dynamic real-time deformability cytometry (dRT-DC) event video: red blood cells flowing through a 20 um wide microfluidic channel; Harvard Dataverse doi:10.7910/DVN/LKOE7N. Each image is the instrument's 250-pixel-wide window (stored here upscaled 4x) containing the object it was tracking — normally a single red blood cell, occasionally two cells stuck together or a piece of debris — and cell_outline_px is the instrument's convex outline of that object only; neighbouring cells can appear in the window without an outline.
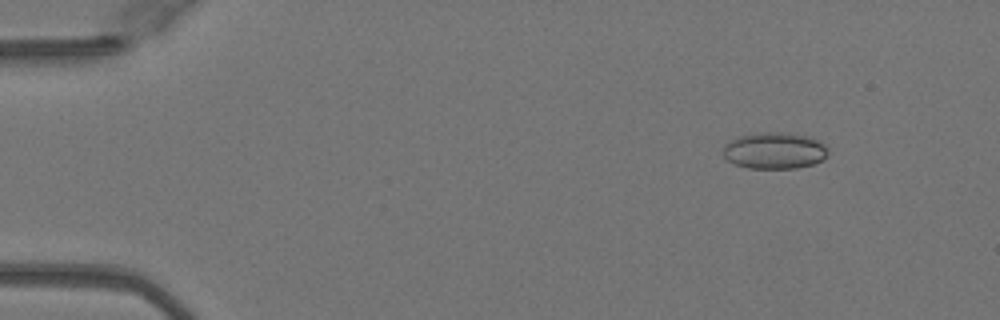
{"species": "Egyptian fruit bat (a non-hibernating species)", "species_latin": "Rousettus aegyptiacus", "temperature_condition": "warm", "stored_images_in_passage": 50, "camera_frame_rate_fps": 3000, "um_per_image_px": 0.085, "animal": {"sex": "female"}, "frame": {"image": 1, "passage_image": 6, "time_ms": 1.667, "image_size_px": [1000, 320], "cell_outline_px": [[828, 156], [812, 164], [796, 168], [748, 168], [736, 164], [728, 160], [724, 156], [724, 144], [728, 140], [740, 136], [760, 132], [788, 132], [812, 136], [824, 144], [828, 148]], "centroid_in_image_um": [65.86, 12.78], "position_along_channel_um": 19.1, "area_um2": 22.54}}
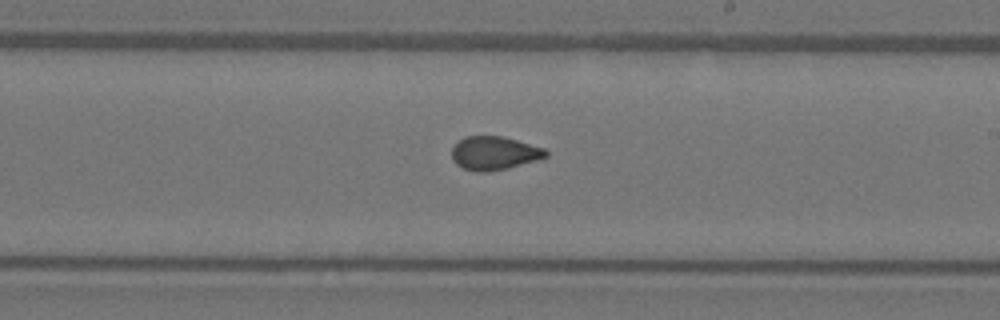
{"frame": {"image": 2, "passage_image": 30, "time_ms": 9.667, "image_size_px": [1000, 320], "cell_outline_px": [[548, 156], [536, 160], [508, 168], [488, 172], [476, 172], [464, 168], [456, 164], [452, 160], [452, 148], [464, 136], [504, 136], [544, 148], [548, 152]], "centroid_in_image_um": [42.0, 13.02], "position_along_channel_um": 247.0, "area_um2": 18.38}}
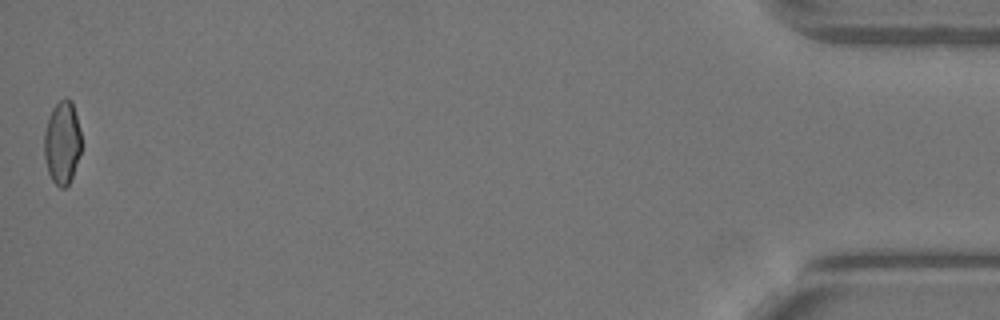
{"frame": {"image": 3, "passage_image": 50, "time_ms": 16.333, "image_size_px": [1000, 320], "cell_outline_px": [[80, 152], [72, 176], [68, 184], [64, 188], [60, 188], [52, 180], [48, 172], [44, 156], [44, 132], [48, 116], [52, 108], [64, 96], [72, 100], [80, 128]], "centroid_in_image_um": [5.27, 12.08], "position_along_channel_um": 429.9, "area_um2": 18.03}, "authors_computed_cell_mechanics": {"area_um2": 18.9584, "velocity_mm_per_s": 4.1097, "shape_relaxation_time_tau1_ms": null, "shape_relaxation_time_tau2_ms": 0.7587, "deformation_change_tau1": null, "deformation_change_tau2": 0.0501}}